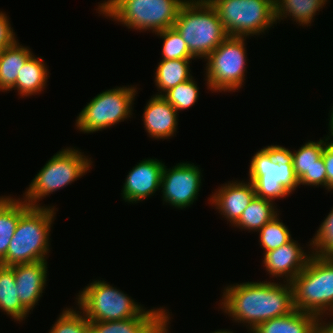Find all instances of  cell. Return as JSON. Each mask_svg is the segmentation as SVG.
Returning a JSON list of instances; mask_svg holds the SVG:
<instances>
[{
    "label": "cell",
    "instance_id": "14",
    "mask_svg": "<svg viewBox=\"0 0 333 333\" xmlns=\"http://www.w3.org/2000/svg\"><path fill=\"white\" fill-rule=\"evenodd\" d=\"M311 255V250H303L298 241L292 238L277 249L266 252L262 263L270 277L291 282L306 266Z\"/></svg>",
    "mask_w": 333,
    "mask_h": 333
},
{
    "label": "cell",
    "instance_id": "32",
    "mask_svg": "<svg viewBox=\"0 0 333 333\" xmlns=\"http://www.w3.org/2000/svg\"><path fill=\"white\" fill-rule=\"evenodd\" d=\"M308 242L313 255L333 257V207Z\"/></svg>",
    "mask_w": 333,
    "mask_h": 333
},
{
    "label": "cell",
    "instance_id": "28",
    "mask_svg": "<svg viewBox=\"0 0 333 333\" xmlns=\"http://www.w3.org/2000/svg\"><path fill=\"white\" fill-rule=\"evenodd\" d=\"M259 245L265 254L277 249L292 239L288 227L280 219L279 214L267 222L259 231Z\"/></svg>",
    "mask_w": 333,
    "mask_h": 333
},
{
    "label": "cell",
    "instance_id": "17",
    "mask_svg": "<svg viewBox=\"0 0 333 333\" xmlns=\"http://www.w3.org/2000/svg\"><path fill=\"white\" fill-rule=\"evenodd\" d=\"M177 110L162 96L153 95L147 102L142 121L146 133L153 140L170 139L178 129Z\"/></svg>",
    "mask_w": 333,
    "mask_h": 333
},
{
    "label": "cell",
    "instance_id": "5",
    "mask_svg": "<svg viewBox=\"0 0 333 333\" xmlns=\"http://www.w3.org/2000/svg\"><path fill=\"white\" fill-rule=\"evenodd\" d=\"M174 27L189 52L198 59H205L228 37L208 0H187L179 10Z\"/></svg>",
    "mask_w": 333,
    "mask_h": 333
},
{
    "label": "cell",
    "instance_id": "12",
    "mask_svg": "<svg viewBox=\"0 0 333 333\" xmlns=\"http://www.w3.org/2000/svg\"><path fill=\"white\" fill-rule=\"evenodd\" d=\"M202 171L194 163L180 162L172 168L164 164L161 176V194L163 205L176 209L191 207L198 198L202 186Z\"/></svg>",
    "mask_w": 333,
    "mask_h": 333
},
{
    "label": "cell",
    "instance_id": "16",
    "mask_svg": "<svg viewBox=\"0 0 333 333\" xmlns=\"http://www.w3.org/2000/svg\"><path fill=\"white\" fill-rule=\"evenodd\" d=\"M47 264V261H37L11 266L14 271L19 300L29 312H32L38 304L44 293L43 290L47 286Z\"/></svg>",
    "mask_w": 333,
    "mask_h": 333
},
{
    "label": "cell",
    "instance_id": "35",
    "mask_svg": "<svg viewBox=\"0 0 333 333\" xmlns=\"http://www.w3.org/2000/svg\"><path fill=\"white\" fill-rule=\"evenodd\" d=\"M320 186L327 190V173L323 156L317 160V164L312 168V187Z\"/></svg>",
    "mask_w": 333,
    "mask_h": 333
},
{
    "label": "cell",
    "instance_id": "22",
    "mask_svg": "<svg viewBox=\"0 0 333 333\" xmlns=\"http://www.w3.org/2000/svg\"><path fill=\"white\" fill-rule=\"evenodd\" d=\"M329 0H274L276 24L289 17L298 25L311 26L314 16L326 6ZM325 5V6H324ZM280 21V22H279Z\"/></svg>",
    "mask_w": 333,
    "mask_h": 333
},
{
    "label": "cell",
    "instance_id": "37",
    "mask_svg": "<svg viewBox=\"0 0 333 333\" xmlns=\"http://www.w3.org/2000/svg\"><path fill=\"white\" fill-rule=\"evenodd\" d=\"M331 109H330V112L328 113V114H330L329 119H328L329 120V124H328L329 133L326 135V137L328 140L333 141V106Z\"/></svg>",
    "mask_w": 333,
    "mask_h": 333
},
{
    "label": "cell",
    "instance_id": "20",
    "mask_svg": "<svg viewBox=\"0 0 333 333\" xmlns=\"http://www.w3.org/2000/svg\"><path fill=\"white\" fill-rule=\"evenodd\" d=\"M319 318L295 309L289 315L258 324L250 333H316Z\"/></svg>",
    "mask_w": 333,
    "mask_h": 333
},
{
    "label": "cell",
    "instance_id": "19",
    "mask_svg": "<svg viewBox=\"0 0 333 333\" xmlns=\"http://www.w3.org/2000/svg\"><path fill=\"white\" fill-rule=\"evenodd\" d=\"M49 69L42 57H36L34 53L27 59L20 73L17 75L15 85L9 90H17L23 98L35 96L44 91L47 86Z\"/></svg>",
    "mask_w": 333,
    "mask_h": 333
},
{
    "label": "cell",
    "instance_id": "29",
    "mask_svg": "<svg viewBox=\"0 0 333 333\" xmlns=\"http://www.w3.org/2000/svg\"><path fill=\"white\" fill-rule=\"evenodd\" d=\"M155 34L163 40L161 60L196 59L189 52L186 42L174 26Z\"/></svg>",
    "mask_w": 333,
    "mask_h": 333
},
{
    "label": "cell",
    "instance_id": "38",
    "mask_svg": "<svg viewBox=\"0 0 333 333\" xmlns=\"http://www.w3.org/2000/svg\"><path fill=\"white\" fill-rule=\"evenodd\" d=\"M170 316H172V315H170V313H169L168 319L158 328V330L155 333H170V331H169V328H170L169 325L171 324Z\"/></svg>",
    "mask_w": 333,
    "mask_h": 333
},
{
    "label": "cell",
    "instance_id": "36",
    "mask_svg": "<svg viewBox=\"0 0 333 333\" xmlns=\"http://www.w3.org/2000/svg\"><path fill=\"white\" fill-rule=\"evenodd\" d=\"M324 320H328V318H319L317 322L316 333H333V318L331 317L330 321L328 322Z\"/></svg>",
    "mask_w": 333,
    "mask_h": 333
},
{
    "label": "cell",
    "instance_id": "6",
    "mask_svg": "<svg viewBox=\"0 0 333 333\" xmlns=\"http://www.w3.org/2000/svg\"><path fill=\"white\" fill-rule=\"evenodd\" d=\"M290 283L295 309L318 318L333 315V257L312 254Z\"/></svg>",
    "mask_w": 333,
    "mask_h": 333
},
{
    "label": "cell",
    "instance_id": "7",
    "mask_svg": "<svg viewBox=\"0 0 333 333\" xmlns=\"http://www.w3.org/2000/svg\"><path fill=\"white\" fill-rule=\"evenodd\" d=\"M93 162L81 149L66 147L55 153L35 175L23 193L29 206H42L40 200L71 185L91 170ZM41 204V205H40Z\"/></svg>",
    "mask_w": 333,
    "mask_h": 333
},
{
    "label": "cell",
    "instance_id": "25",
    "mask_svg": "<svg viewBox=\"0 0 333 333\" xmlns=\"http://www.w3.org/2000/svg\"><path fill=\"white\" fill-rule=\"evenodd\" d=\"M0 309L19 324L31 314L19 300L13 269L2 265H0Z\"/></svg>",
    "mask_w": 333,
    "mask_h": 333
},
{
    "label": "cell",
    "instance_id": "15",
    "mask_svg": "<svg viewBox=\"0 0 333 333\" xmlns=\"http://www.w3.org/2000/svg\"><path fill=\"white\" fill-rule=\"evenodd\" d=\"M215 190L208 198L209 203L232 226L239 220L242 212L256 196L255 187L249 180L246 182L243 180L228 181Z\"/></svg>",
    "mask_w": 333,
    "mask_h": 333
},
{
    "label": "cell",
    "instance_id": "2",
    "mask_svg": "<svg viewBox=\"0 0 333 333\" xmlns=\"http://www.w3.org/2000/svg\"><path fill=\"white\" fill-rule=\"evenodd\" d=\"M53 206H30L19 218L16 230L0 265L47 261L50 252L51 227L56 211Z\"/></svg>",
    "mask_w": 333,
    "mask_h": 333
},
{
    "label": "cell",
    "instance_id": "11",
    "mask_svg": "<svg viewBox=\"0 0 333 333\" xmlns=\"http://www.w3.org/2000/svg\"><path fill=\"white\" fill-rule=\"evenodd\" d=\"M77 307L90 322L136 317L144 306L105 280H93L76 296Z\"/></svg>",
    "mask_w": 333,
    "mask_h": 333
},
{
    "label": "cell",
    "instance_id": "27",
    "mask_svg": "<svg viewBox=\"0 0 333 333\" xmlns=\"http://www.w3.org/2000/svg\"><path fill=\"white\" fill-rule=\"evenodd\" d=\"M274 203L271 200L255 196L233 227L247 230L248 233L252 231L258 233L267 222L280 214Z\"/></svg>",
    "mask_w": 333,
    "mask_h": 333
},
{
    "label": "cell",
    "instance_id": "31",
    "mask_svg": "<svg viewBox=\"0 0 333 333\" xmlns=\"http://www.w3.org/2000/svg\"><path fill=\"white\" fill-rule=\"evenodd\" d=\"M51 327L49 333H91L90 321L77 307L62 310Z\"/></svg>",
    "mask_w": 333,
    "mask_h": 333
},
{
    "label": "cell",
    "instance_id": "33",
    "mask_svg": "<svg viewBox=\"0 0 333 333\" xmlns=\"http://www.w3.org/2000/svg\"><path fill=\"white\" fill-rule=\"evenodd\" d=\"M9 19L5 12L0 11V48L2 50L11 46L17 40Z\"/></svg>",
    "mask_w": 333,
    "mask_h": 333
},
{
    "label": "cell",
    "instance_id": "9",
    "mask_svg": "<svg viewBox=\"0 0 333 333\" xmlns=\"http://www.w3.org/2000/svg\"><path fill=\"white\" fill-rule=\"evenodd\" d=\"M117 86L100 92L86 104L76 118V129L96 133L131 119L138 87Z\"/></svg>",
    "mask_w": 333,
    "mask_h": 333
},
{
    "label": "cell",
    "instance_id": "30",
    "mask_svg": "<svg viewBox=\"0 0 333 333\" xmlns=\"http://www.w3.org/2000/svg\"><path fill=\"white\" fill-rule=\"evenodd\" d=\"M199 87L194 77L178 84L166 91L162 97L165 98L176 110H188L195 105L199 98Z\"/></svg>",
    "mask_w": 333,
    "mask_h": 333
},
{
    "label": "cell",
    "instance_id": "4",
    "mask_svg": "<svg viewBox=\"0 0 333 333\" xmlns=\"http://www.w3.org/2000/svg\"><path fill=\"white\" fill-rule=\"evenodd\" d=\"M248 177L256 196L275 201L288 197L299 186L293 162L281 145H267L258 150L250 161Z\"/></svg>",
    "mask_w": 333,
    "mask_h": 333
},
{
    "label": "cell",
    "instance_id": "8",
    "mask_svg": "<svg viewBox=\"0 0 333 333\" xmlns=\"http://www.w3.org/2000/svg\"><path fill=\"white\" fill-rule=\"evenodd\" d=\"M247 38L228 36L205 58L204 84L207 90L226 93L239 91L244 86L248 60L245 47Z\"/></svg>",
    "mask_w": 333,
    "mask_h": 333
},
{
    "label": "cell",
    "instance_id": "34",
    "mask_svg": "<svg viewBox=\"0 0 333 333\" xmlns=\"http://www.w3.org/2000/svg\"><path fill=\"white\" fill-rule=\"evenodd\" d=\"M327 173V191L333 193V141H329L322 153Z\"/></svg>",
    "mask_w": 333,
    "mask_h": 333
},
{
    "label": "cell",
    "instance_id": "24",
    "mask_svg": "<svg viewBox=\"0 0 333 333\" xmlns=\"http://www.w3.org/2000/svg\"><path fill=\"white\" fill-rule=\"evenodd\" d=\"M32 54V50L20 44L18 39L1 51L0 92H7L15 85L18 73Z\"/></svg>",
    "mask_w": 333,
    "mask_h": 333
},
{
    "label": "cell",
    "instance_id": "21",
    "mask_svg": "<svg viewBox=\"0 0 333 333\" xmlns=\"http://www.w3.org/2000/svg\"><path fill=\"white\" fill-rule=\"evenodd\" d=\"M330 140L326 136L319 141L308 140L304 145L299 147L298 150L291 151L283 147L289 154L293 162L295 175L299 181V186L312 187V168L317 164V160L322 156L326 144Z\"/></svg>",
    "mask_w": 333,
    "mask_h": 333
},
{
    "label": "cell",
    "instance_id": "18",
    "mask_svg": "<svg viewBox=\"0 0 333 333\" xmlns=\"http://www.w3.org/2000/svg\"><path fill=\"white\" fill-rule=\"evenodd\" d=\"M164 308H144L136 317L123 320L90 322L91 333H155L168 319Z\"/></svg>",
    "mask_w": 333,
    "mask_h": 333
},
{
    "label": "cell",
    "instance_id": "39",
    "mask_svg": "<svg viewBox=\"0 0 333 333\" xmlns=\"http://www.w3.org/2000/svg\"><path fill=\"white\" fill-rule=\"evenodd\" d=\"M211 333H234V332H232L231 330H226V329H221V330H216V331H214V332H211Z\"/></svg>",
    "mask_w": 333,
    "mask_h": 333
},
{
    "label": "cell",
    "instance_id": "13",
    "mask_svg": "<svg viewBox=\"0 0 333 333\" xmlns=\"http://www.w3.org/2000/svg\"><path fill=\"white\" fill-rule=\"evenodd\" d=\"M164 164L156 158L143 159L135 164L123 183L122 199L129 204H137L154 196L160 190Z\"/></svg>",
    "mask_w": 333,
    "mask_h": 333
},
{
    "label": "cell",
    "instance_id": "3",
    "mask_svg": "<svg viewBox=\"0 0 333 333\" xmlns=\"http://www.w3.org/2000/svg\"><path fill=\"white\" fill-rule=\"evenodd\" d=\"M187 0H104L96 10L105 18L114 20L140 32H152L173 27L179 10Z\"/></svg>",
    "mask_w": 333,
    "mask_h": 333
},
{
    "label": "cell",
    "instance_id": "23",
    "mask_svg": "<svg viewBox=\"0 0 333 333\" xmlns=\"http://www.w3.org/2000/svg\"><path fill=\"white\" fill-rule=\"evenodd\" d=\"M29 207L22 198L0 196V262L6 257L20 216Z\"/></svg>",
    "mask_w": 333,
    "mask_h": 333
},
{
    "label": "cell",
    "instance_id": "1",
    "mask_svg": "<svg viewBox=\"0 0 333 333\" xmlns=\"http://www.w3.org/2000/svg\"><path fill=\"white\" fill-rule=\"evenodd\" d=\"M222 293L219 309L233 322L246 325L249 333L258 324L295 310L290 282L234 283L226 286Z\"/></svg>",
    "mask_w": 333,
    "mask_h": 333
},
{
    "label": "cell",
    "instance_id": "10",
    "mask_svg": "<svg viewBox=\"0 0 333 333\" xmlns=\"http://www.w3.org/2000/svg\"><path fill=\"white\" fill-rule=\"evenodd\" d=\"M228 36L255 37L276 25L274 0H208Z\"/></svg>",
    "mask_w": 333,
    "mask_h": 333
},
{
    "label": "cell",
    "instance_id": "26",
    "mask_svg": "<svg viewBox=\"0 0 333 333\" xmlns=\"http://www.w3.org/2000/svg\"><path fill=\"white\" fill-rule=\"evenodd\" d=\"M192 59L161 60L155 69L154 83L158 92L155 95L162 96L166 91L180 83L191 79L190 63Z\"/></svg>",
    "mask_w": 333,
    "mask_h": 333
}]
</instances>
